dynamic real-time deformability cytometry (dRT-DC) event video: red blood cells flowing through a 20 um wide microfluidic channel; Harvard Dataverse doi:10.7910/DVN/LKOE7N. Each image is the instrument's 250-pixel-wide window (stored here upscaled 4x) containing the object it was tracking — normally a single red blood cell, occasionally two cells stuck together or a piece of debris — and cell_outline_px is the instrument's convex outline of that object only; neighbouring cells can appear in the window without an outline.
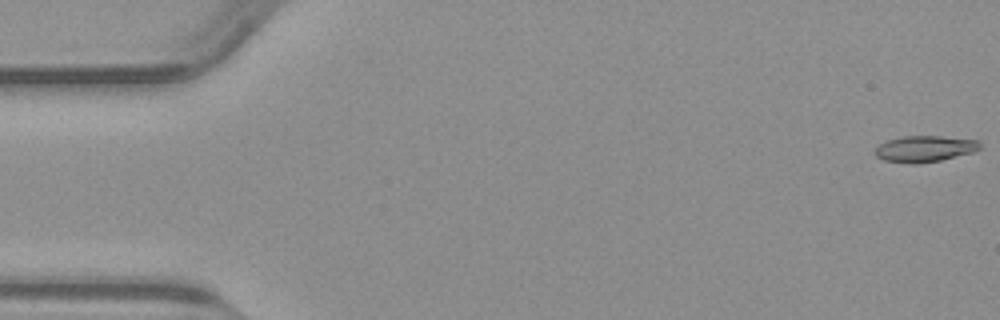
{"species": "common noctule bat (a hibernating species)", "species_latin": "Nyctalus noctula", "temperature_condition": "warm", "stored_images_in_passage": 50, "camera_frame_rate_fps": 3000, "um_per_image_px": 0.085, "animal": {"sex": "male", "body_mass_g": 23.1, "forearm_length_mm": 52.7}, "frame": {"image": 1, "passage_image": 1, "time_ms": 0.0, "image_size_px": [1000, 320], "cell_outline_px": [[980, 148], [972, 152], [940, 160], [920, 164], [908, 164], [884, 160], [876, 156], [872, 152], [880, 144], [888, 140], [904, 136], [940, 136], [980, 140]], "centroid_in_image_um": [78.57, 12.65], "position_along_channel_um": 6.4, "area_um2": 16.07}}
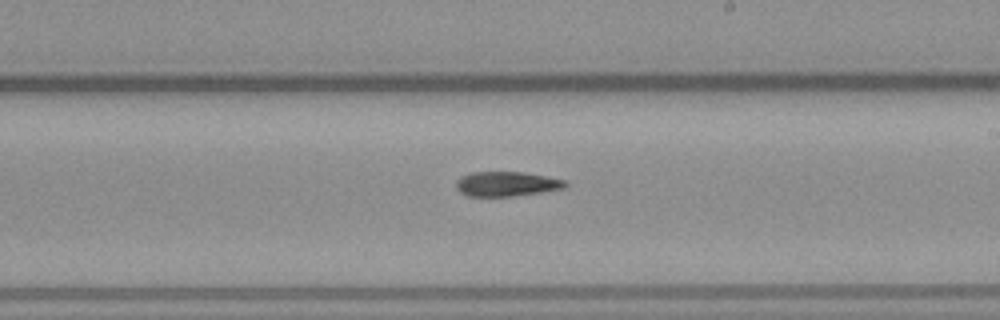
{"frame": {"image": 2, "passage_image": 29, "time_ms": 9.333, "image_size_px": [1000, 320], "cell_outline_px": [[568, 184], [564, 188], [540, 192], [512, 196], [468, 196], [460, 192], [456, 188], [456, 180], [460, 176], [472, 172], [524, 172], [564, 180]], "centroid_in_image_um": [43.01, 15.63], "position_along_channel_um": 246.0, "area_um2": 15.61}}
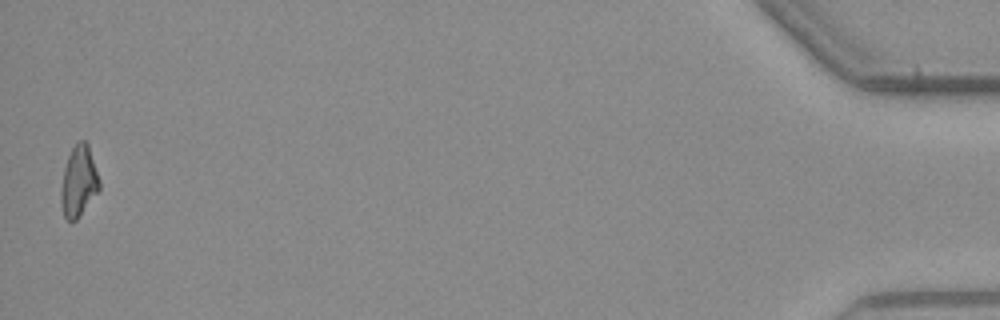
{"frame": {"image": 3, "passage_image": 50, "time_ms": 16.333, "image_size_px": [1000, 320], "cell_outline_px": [[100, 188], [76, 220], [68, 220], [64, 216], [60, 200], [60, 188], [64, 168], [68, 156], [72, 148], [80, 140], [84, 140], [88, 144], [100, 180]], "centroid_in_image_um": [6.68, 15.4], "position_along_channel_um": 428.5, "area_um2": 15.66}}